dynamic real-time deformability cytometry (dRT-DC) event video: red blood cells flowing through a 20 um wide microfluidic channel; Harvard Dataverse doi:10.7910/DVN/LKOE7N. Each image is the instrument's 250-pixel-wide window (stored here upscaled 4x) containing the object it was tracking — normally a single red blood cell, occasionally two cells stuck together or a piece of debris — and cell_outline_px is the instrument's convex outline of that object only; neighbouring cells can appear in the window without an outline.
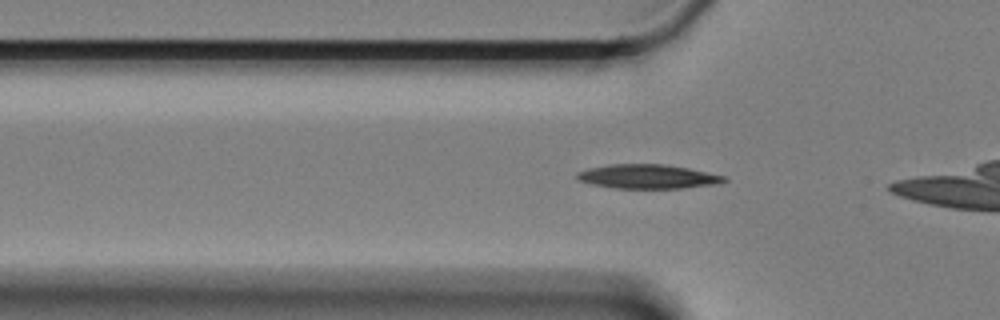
{"species": "Egyptian fruit bat (a non-hibernating species)", "species_latin": "Rousettus aegyptiacus", "temperature_condition": "cold", "stored_images_in_passage": 14, "camera_frame_rate_fps": 3000, "um_per_image_px": 0.085, "animal": {"sex": "female"}, "frame": {"image": 1, "passage_image": 7, "time_ms": 2.0, "image_size_px": [1000, 320], "cell_outline_px": [[728, 180], [720, 184], [680, 188], [612, 188], [592, 184], [580, 180], [576, 176], [576, 172], [588, 168], [608, 164], [664, 164], [688, 168], [724, 176]], "centroid_in_image_um": [55.05, 15.0], "position_along_channel_um": 70.8, "area_um2": 20.69}}
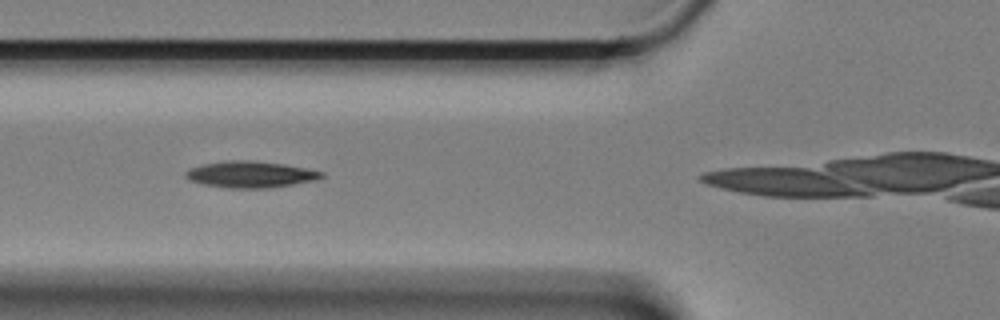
{"frame": {"image": 2, "passage_image": 10, "time_ms": 3.0, "image_size_px": [1000, 320], "cell_outline_px": [[324, 176], [320, 180], [272, 188], [228, 188], [204, 184], [188, 180], [184, 176], [184, 172], [188, 168], [204, 164], [228, 160], [252, 160], [284, 164], [324, 172]], "centroid_in_image_um": [21.31, 14.83], "position_along_channel_um": 104.5, "area_um2": 21.21}}